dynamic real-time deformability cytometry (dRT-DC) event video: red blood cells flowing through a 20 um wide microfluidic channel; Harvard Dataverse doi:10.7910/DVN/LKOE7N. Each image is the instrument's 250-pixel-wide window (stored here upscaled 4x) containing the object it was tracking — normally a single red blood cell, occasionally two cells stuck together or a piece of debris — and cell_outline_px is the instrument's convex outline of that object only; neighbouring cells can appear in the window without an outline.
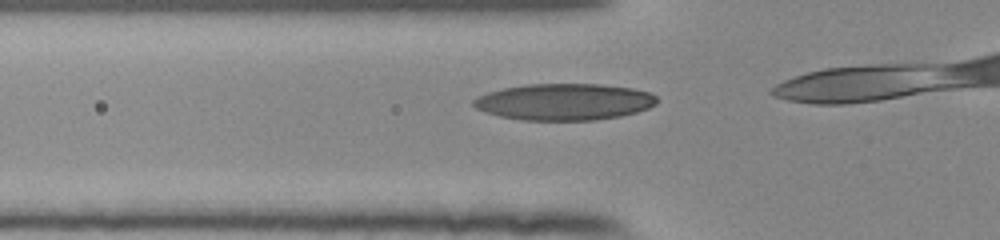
{"species": "human", "species_latin": "Homo sapiens", "temperature_condition": "room temperature", "stored_images_in_passage": 7, "camera_frame_rate_fps": 3000, "um_per_image_px": 0.085, "donor": {"sex": "female"}, "frame": {"image": 1, "passage_image": 2, "time_ms": 0.333, "image_size_px": [1000, 240], "cell_outline_px": [[656, 104], [648, 108], [636, 112], [620, 116], [596, 120], [520, 120], [500, 116], [484, 112], [476, 108], [472, 104], [472, 100], [476, 96], [488, 92], [504, 88], [528, 84], [600, 84], [632, 88], [648, 92], [656, 96]], "centroid_in_image_um": [47.93, 8.66], "position_along_channel_um": 77.9, "area_um2": 39.13}}
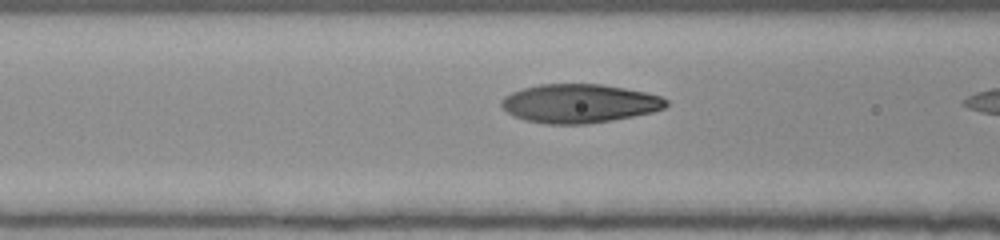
{"frame": {"image": 2, "passage_image": 5, "time_ms": 1.333, "image_size_px": [1000, 240], "cell_outline_px": [[668, 104], [664, 108], [652, 112], [612, 120], [588, 124], [544, 124], [524, 120], [508, 112], [500, 104], [500, 100], [504, 96], [512, 92], [524, 88], [540, 84], [600, 84], [624, 88], [644, 92], [660, 96], [668, 100]], "centroid_in_image_um": [49.23, 8.8], "position_along_channel_um": 117.4, "area_um2": 37.11}}